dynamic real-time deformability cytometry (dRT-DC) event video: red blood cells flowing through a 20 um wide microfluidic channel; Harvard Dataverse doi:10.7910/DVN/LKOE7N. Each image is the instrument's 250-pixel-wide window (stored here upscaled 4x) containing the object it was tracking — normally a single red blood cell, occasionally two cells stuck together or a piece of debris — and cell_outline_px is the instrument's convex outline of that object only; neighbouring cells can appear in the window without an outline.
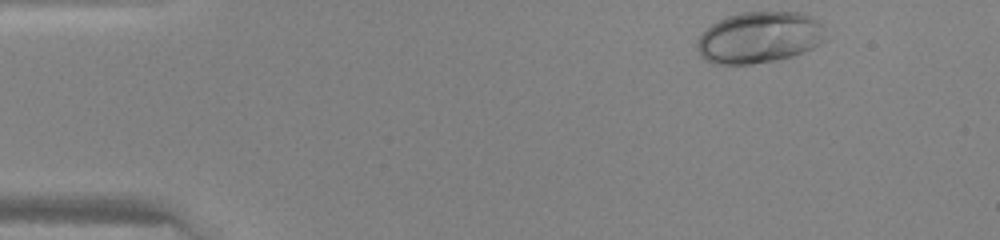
{"species": "human", "species_latin": "Homo sapiens", "temperature_condition": "warm", "stored_images_in_passage": 35, "camera_frame_rate_fps": 3000, "um_per_image_px": 0.085, "donor": {"sex": "female"}, "frame": {"image": 1, "passage_image": 1, "time_ms": 0.0, "image_size_px": [1000, 240], "cell_outline_px": [[824, 40], [820, 44], [812, 48], [792, 56], [776, 60], [752, 64], [712, 64], [704, 60], [700, 56], [696, 48], [696, 40], [700, 32], [712, 24], [728, 16], [740, 12], [800, 12], [812, 16], [820, 24]], "centroid_in_image_um": [64.46, 3.19], "position_along_channel_um": 20.5, "area_um2": 38.61}}
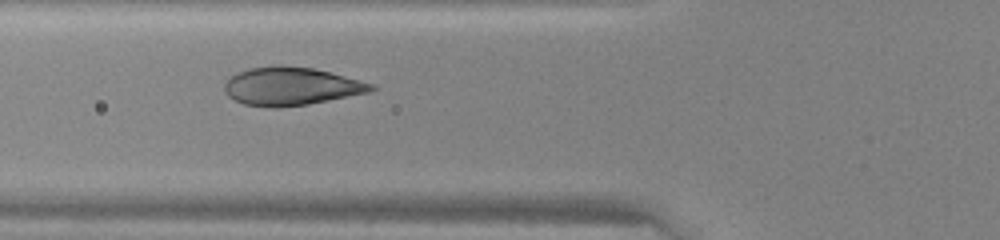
{"frame": {"image": 2, "passage_image": 13, "time_ms": 4.0, "image_size_px": [1000, 240], "cell_outline_px": [[376, 88], [368, 92], [308, 104], [272, 108], [244, 104], [228, 96], [224, 88], [224, 84], [236, 72], [252, 68], [312, 68], [376, 84]], "centroid_in_image_um": [24.75, 7.37], "position_along_channel_um": 101.0, "area_um2": 31.44}}
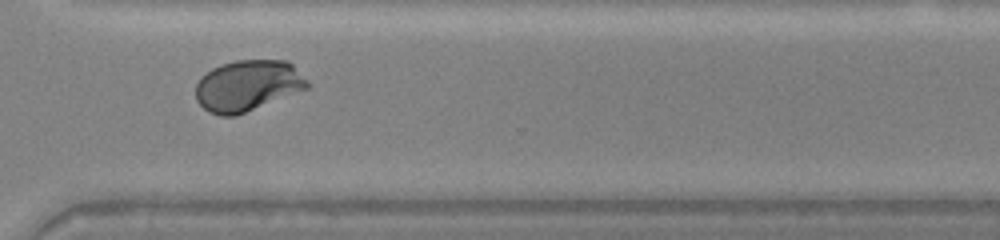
{"frame": {"image": 3, "passage_image": 30, "time_ms": 9.667, "image_size_px": [1000, 240], "cell_outline_px": [[312, 84], [308, 88], [236, 116], [220, 116], [208, 112], [196, 100], [196, 84], [200, 76], [212, 68], [236, 60], [288, 60]], "centroid_in_image_um": [21.05, 7.28], "position_along_channel_um": 349.5, "area_um2": 33.35}}